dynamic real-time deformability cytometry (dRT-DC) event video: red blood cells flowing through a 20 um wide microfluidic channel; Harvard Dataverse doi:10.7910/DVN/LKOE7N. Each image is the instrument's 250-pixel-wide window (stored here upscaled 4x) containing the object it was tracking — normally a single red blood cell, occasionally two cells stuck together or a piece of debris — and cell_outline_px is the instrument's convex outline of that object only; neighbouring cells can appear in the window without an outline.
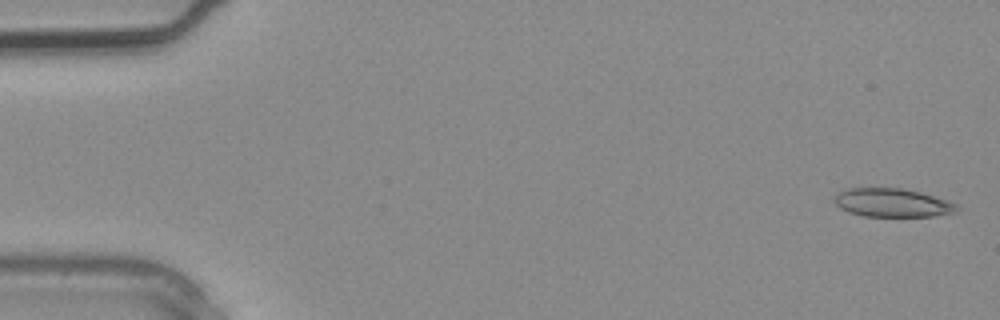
{"species": "common noctule bat (a hibernating species)", "species_latin": "Nyctalus noctula", "temperature_condition": "warm", "stored_images_in_passage": 5, "camera_frame_rate_fps": 3000, "um_per_image_px": 0.085, "animal": {"sex": "male", "body_mass_g": 20.4}, "frame": {"image": 1, "passage_image": 1, "time_ms": 0.0, "image_size_px": [1000, 320], "cell_outline_px": [[960, 208], [956, 212], [936, 216], [864, 216], [848, 212], [840, 208], [836, 204], [836, 196], [840, 192], [848, 188], [904, 188], [920, 192], [956, 204]], "centroid_in_image_um": [75.86, 17.24], "position_along_channel_um": 9.1, "area_um2": 20.11}}